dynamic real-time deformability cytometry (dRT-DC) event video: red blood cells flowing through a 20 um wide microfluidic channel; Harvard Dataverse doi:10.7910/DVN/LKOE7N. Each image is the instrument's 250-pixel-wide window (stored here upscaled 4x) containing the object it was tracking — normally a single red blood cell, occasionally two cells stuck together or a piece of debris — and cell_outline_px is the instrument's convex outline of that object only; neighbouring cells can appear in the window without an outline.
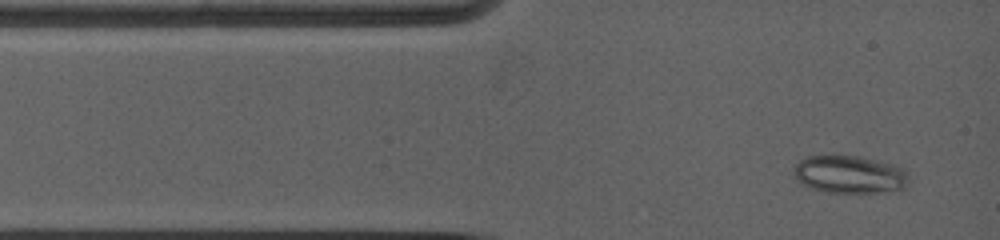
{"species": "common noctule bat (a hibernating species)", "species_latin": "Nyctalus noctula", "temperature_condition": "warm", "stored_images_in_passage": 2, "camera_frame_rate_fps": 5000, "um_per_image_px": 0.085, "animal": {"sex": "female", "body_mass_g": 19.0, "forearm_length_mm": 53.3}, "frame": {"image": 1, "passage_image": 1, "time_ms": 0.0, "image_size_px": [1000, 240], "cell_outline_px": [[908, 180], [904, 188], [900, 192], [828, 192], [812, 188], [800, 184], [792, 176], [792, 168], [800, 160], [808, 156], [860, 156], [892, 164], [904, 168], [908, 176]], "centroid_in_image_um": [72.2, 14.84], "position_along_channel_um": 12.8, "area_um2": 25.61}}